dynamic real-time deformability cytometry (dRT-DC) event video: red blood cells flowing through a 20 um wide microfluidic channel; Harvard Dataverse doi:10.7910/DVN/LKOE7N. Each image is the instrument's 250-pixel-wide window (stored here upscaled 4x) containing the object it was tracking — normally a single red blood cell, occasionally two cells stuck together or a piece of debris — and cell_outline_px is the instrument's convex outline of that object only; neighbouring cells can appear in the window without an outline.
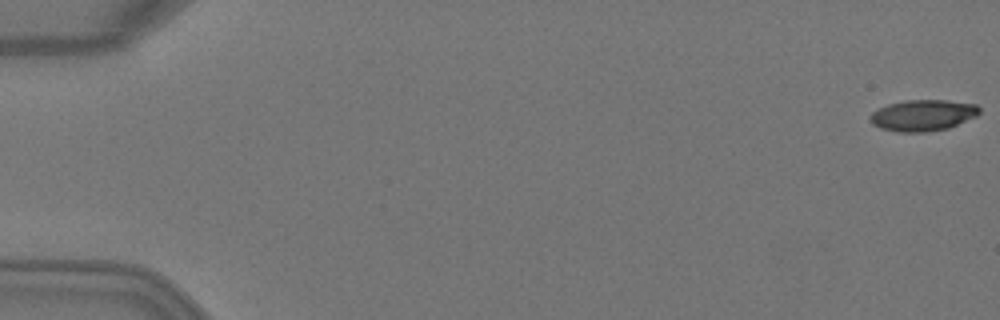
{"species": "Egyptian fruit bat (a non-hibernating species)", "species_latin": "Rousettus aegyptiacus", "temperature_condition": "warm", "stored_images_in_passage": 5, "camera_frame_rate_fps": 3000, "um_per_image_px": 0.085, "animal": {"sex": "female"}, "frame": {"image": 1, "passage_image": 1, "time_ms": 0.0, "image_size_px": [1000, 320], "cell_outline_px": [[980, 112], [976, 116], [948, 128], [928, 132], [896, 132], [880, 128], [872, 124], [868, 120], [868, 116], [872, 112], [888, 104], [908, 100], [948, 100], [976, 104], [980, 108]], "centroid_in_image_um": [78.42, 9.8], "position_along_channel_um": 6.6, "area_um2": 20.0}}
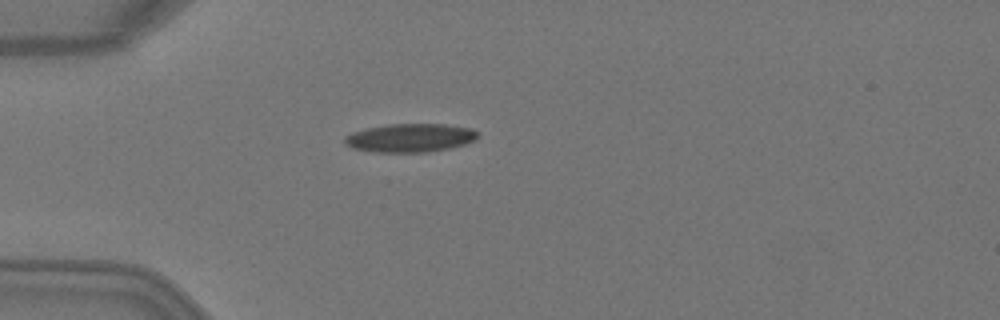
{"frame": {"image": 2, "passage_image": 4, "time_ms": 1.0, "image_size_px": [1000, 320], "cell_outline_px": [[480, 136], [476, 140], [452, 148], [428, 152], [376, 152], [352, 148], [344, 144], [344, 136], [352, 132], [368, 128], [388, 124], [444, 124], [472, 128], [480, 132]], "centroid_in_image_um": [34.9, 11.72], "position_along_channel_um": 50.1, "area_um2": 22.37}}